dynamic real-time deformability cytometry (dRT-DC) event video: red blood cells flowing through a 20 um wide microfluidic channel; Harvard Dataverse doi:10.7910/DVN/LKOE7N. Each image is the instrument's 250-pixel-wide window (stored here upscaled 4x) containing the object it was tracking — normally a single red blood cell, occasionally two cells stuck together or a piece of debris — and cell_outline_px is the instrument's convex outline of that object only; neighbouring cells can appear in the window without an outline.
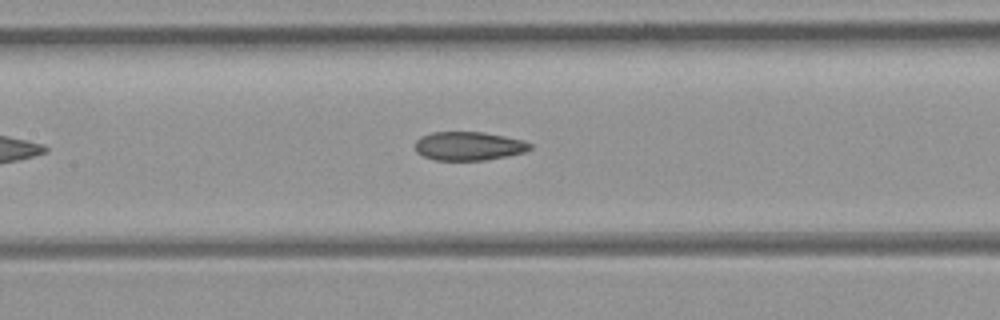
{"species": "common noctule bat (a hibernating species)", "species_latin": "Nyctalus noctula", "temperature_condition": "room temperature", "stored_images_in_passage": 7, "segment_of_instrument_passage": [1, 2], "camera_frame_rate_fps": 3000, "um_per_image_px": 0.085, "animal": {"sex": "female", "body_mass_g": 21.9}, "frame": {"image": 1, "passage_image": 6, "time_ms": 1.667, "image_size_px": [1000, 320], "cell_outline_px": [[532, 148], [524, 152], [484, 160], [436, 160], [424, 156], [416, 152], [416, 140], [432, 132], [484, 132], [524, 140], [532, 144]], "centroid_in_image_um": [39.86, 12.41], "position_along_channel_um": 167.5, "area_um2": 19.02}}